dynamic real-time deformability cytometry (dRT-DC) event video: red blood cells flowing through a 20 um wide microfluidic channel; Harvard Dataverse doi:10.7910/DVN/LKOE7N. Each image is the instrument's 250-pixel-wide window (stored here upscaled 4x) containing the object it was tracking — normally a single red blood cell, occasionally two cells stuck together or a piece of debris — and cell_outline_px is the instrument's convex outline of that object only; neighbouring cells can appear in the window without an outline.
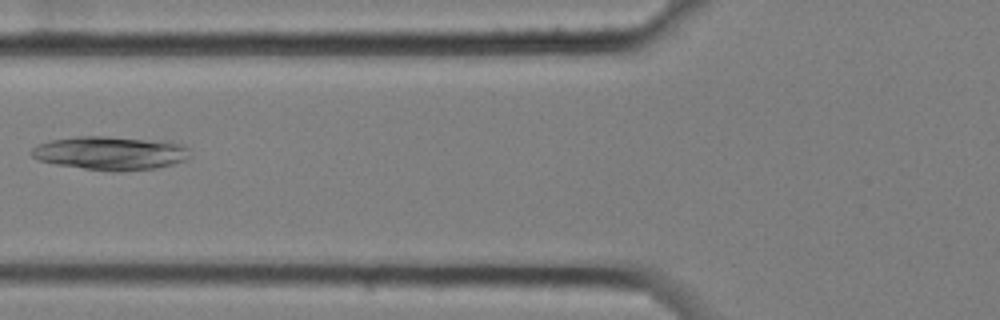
{"species": "common noctule bat (a hibernating species)", "species_latin": "Nyctalus noctula", "temperature_condition": "cold", "stored_images_in_passage": 8, "camera_frame_rate_fps": 3000, "um_per_image_px": 0.085, "animal": {"sex": "female", "body_mass_g": 25.1}, "frame": {"image": 1, "passage_image": 5, "time_ms": 1.333, "image_size_px": [1000, 320], "cell_outline_px": [[188, 156], [184, 160], [172, 164], [156, 168], [116, 172], [84, 168], [56, 164], [40, 160], [32, 156], [28, 152], [32, 148], [48, 140], [76, 136], [104, 136], [172, 140], [188, 148]], "centroid_in_image_um": [9.39, 12.99], "position_along_channel_um": 116.4, "area_um2": 31.27}}
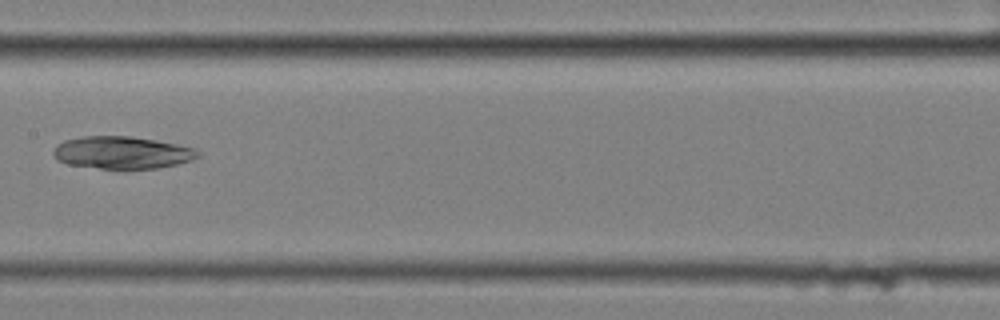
{"frame": {"image": 2, "passage_image": 7, "time_ms": 2.0, "image_size_px": [1000, 320], "cell_outline_px": [[200, 156], [192, 160], [176, 164], [156, 168], [100, 168], [68, 164], [56, 160], [52, 152], [56, 144], [64, 140], [80, 136], [132, 136], [156, 140], [196, 148], [200, 152]], "centroid_in_image_um": [10.36, 12.95], "position_along_channel_um": 197.0, "area_um2": 27.34}}
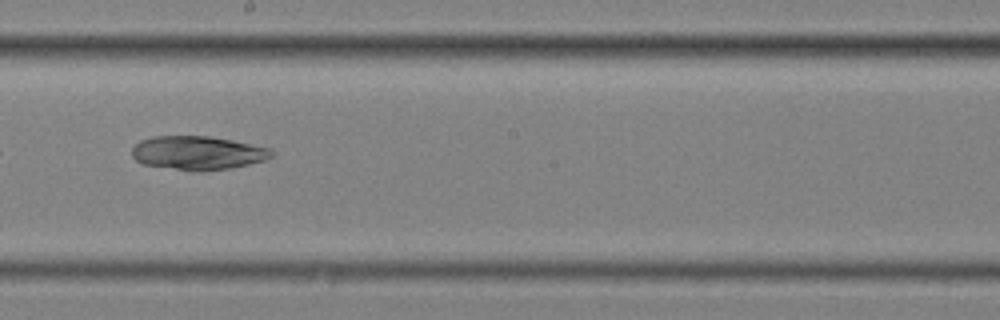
{"frame": {"image": 3, "passage_image": 8, "time_ms": 2.333, "image_size_px": [1000, 320], "cell_outline_px": [[276, 152], [272, 156], [264, 160], [232, 168], [200, 172], [192, 172], [144, 164], [136, 160], [132, 156], [132, 148], [140, 140], [152, 136], [208, 136], [232, 140], [268, 148]], "centroid_in_image_um": [16.79, 13.01], "position_along_channel_um": 231.4, "area_um2": 27.57}}